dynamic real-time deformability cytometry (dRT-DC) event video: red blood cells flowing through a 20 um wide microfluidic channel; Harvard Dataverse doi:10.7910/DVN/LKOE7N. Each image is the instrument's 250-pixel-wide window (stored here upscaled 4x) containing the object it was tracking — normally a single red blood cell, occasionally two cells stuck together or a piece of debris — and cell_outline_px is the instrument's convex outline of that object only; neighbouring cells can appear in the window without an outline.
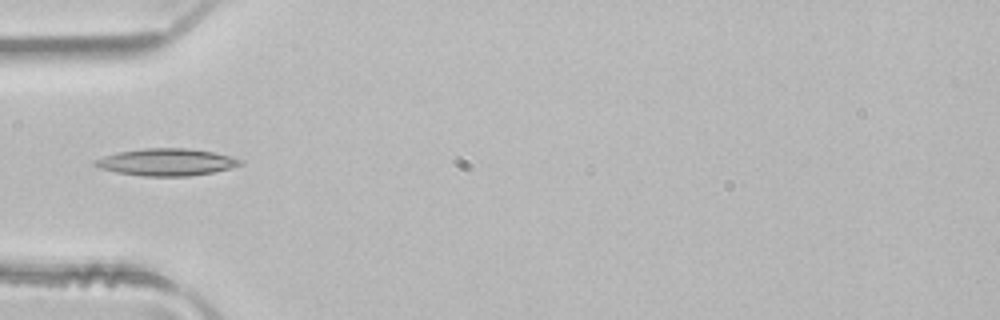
{"species": "common noctule bat (a hibernating species)", "species_latin": "Nyctalus noctula", "temperature_condition": "room temperature", "stored_images_in_passage": 5, "camera_frame_rate_fps": 3000, "um_per_image_px": 0.085, "animal": {"sex": "male", "body_mass_g": 21.5, "forearm_length_mm": 52.0}, "frame": {"image": 1, "passage_image": 5, "time_ms": 1.333, "image_size_px": [1000, 320], "cell_outline_px": [[244, 164], [212, 172], [188, 176], [144, 176], [116, 172], [100, 168], [92, 164], [96, 160], [104, 156], [116, 152], [144, 148], [188, 148], [212, 152], [244, 160]], "centroid_in_image_um": [14.14, 13.77], "position_along_channel_um": 70.9, "area_um2": 22.77}}